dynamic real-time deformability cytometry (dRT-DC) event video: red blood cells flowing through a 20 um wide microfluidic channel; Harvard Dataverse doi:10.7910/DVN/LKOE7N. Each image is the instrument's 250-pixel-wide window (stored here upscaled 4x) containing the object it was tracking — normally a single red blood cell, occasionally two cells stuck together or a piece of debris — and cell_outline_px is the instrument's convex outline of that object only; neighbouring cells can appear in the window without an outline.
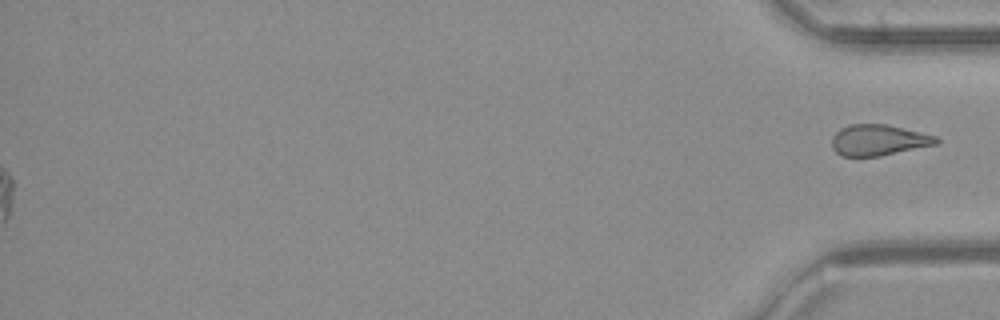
{"species": "common noctule bat (a hibernating species)", "species_latin": "Nyctalus noctula", "temperature_condition": "cold", "stored_images_in_passage": 47, "segment_of_instrument_passage": [2, 2], "camera_frame_rate_fps": 3000, "um_per_image_px": 0.085, "animal": {"sex": "female", "body_mass_g": 21.9}, "frame": {"image": 1, "passage_image": 47, "time_ms": 15.333, "image_size_px": [1000, 320], "cell_outline_px": [[940, 144], [880, 156], [840, 156], [832, 148], [832, 136], [840, 128], [848, 124], [888, 124], [936, 136], [940, 140]], "centroid_in_image_um": [74.69, 11.91], "position_along_channel_um": 360.5, "area_um2": 19.07}}